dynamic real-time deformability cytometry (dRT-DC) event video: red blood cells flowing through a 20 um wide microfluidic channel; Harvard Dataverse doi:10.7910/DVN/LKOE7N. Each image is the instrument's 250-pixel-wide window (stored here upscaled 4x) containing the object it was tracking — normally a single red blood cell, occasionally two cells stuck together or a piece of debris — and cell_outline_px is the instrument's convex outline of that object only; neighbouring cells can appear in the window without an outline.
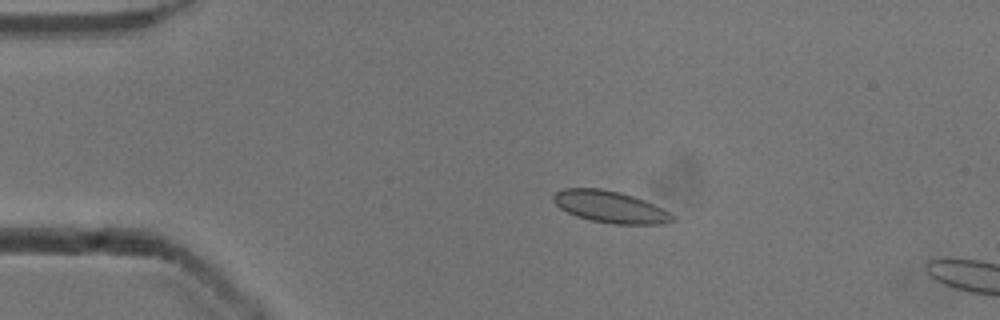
{"species": "common noctule bat (a hibernating species)", "species_latin": "Nyctalus noctula", "temperature_condition": "cold", "stored_images_in_passage": 53, "camera_frame_rate_fps": 3000, "um_per_image_px": 0.085, "animal": {"sex": "male", "body_mass_g": 13.3}, "frame": {"image": 1, "passage_image": 11, "time_ms": 3.333, "image_size_px": [1000, 320], "cell_outline_px": [[676, 220], [664, 224], [612, 224], [588, 220], [576, 216], [560, 208], [552, 200], [552, 196], [556, 192], [564, 188], [600, 188], [620, 192], [644, 200], [676, 216]], "centroid_in_image_um": [51.85, 17.59], "position_along_channel_um": 33.1, "area_um2": 22.08}}
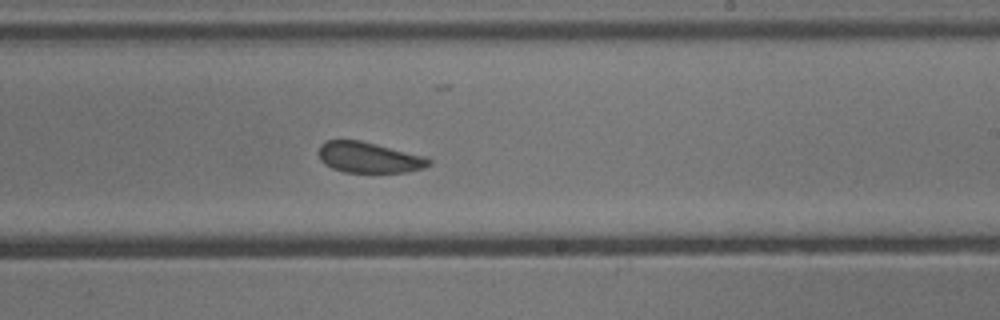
{"frame": {"image": 2, "passage_image": 32, "time_ms": 10.333, "image_size_px": [1000, 320], "cell_outline_px": [[432, 164], [424, 168], [408, 172], [344, 172], [332, 168], [324, 164], [320, 160], [320, 144], [328, 140], [360, 140], [428, 156], [432, 160]], "centroid_in_image_um": [31.42, 13.38], "position_along_channel_um": 257.6, "area_um2": 19.94}}
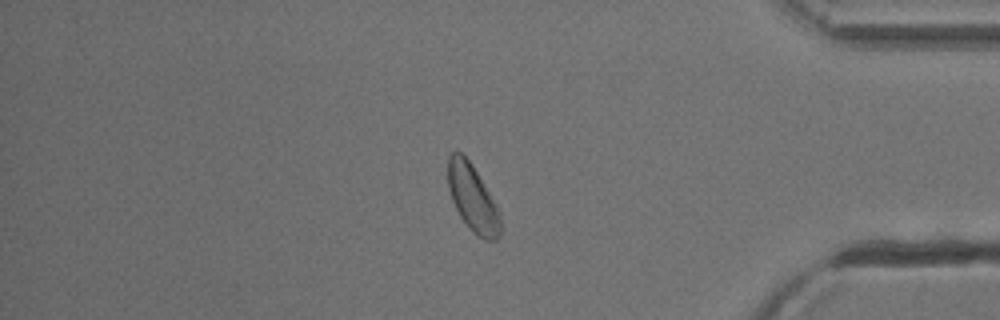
{"frame": {"image": 3, "passage_image": 45, "time_ms": 14.667, "image_size_px": [1000, 320], "cell_outline_px": [[500, 236], [496, 240], [484, 240], [476, 236], [472, 232], [460, 216], [452, 200], [448, 188], [448, 156], [452, 152], [460, 152], [472, 164], [488, 192], [500, 216]], "centroid_in_image_um": [40.15, 16.87], "position_along_channel_um": 395.1, "area_um2": 20.06}, "authors_computed_cell_mechanics": {"area_um2": 21.1548, "velocity_mm_per_s": 3.8799, "shape_relaxation_time_tau1_ms": 2.4628, "shape_relaxation_time_tau2_ms": 1.3346, "deformation_change_tau1": 0.0468, "deformation_change_tau2": 0.0557}}